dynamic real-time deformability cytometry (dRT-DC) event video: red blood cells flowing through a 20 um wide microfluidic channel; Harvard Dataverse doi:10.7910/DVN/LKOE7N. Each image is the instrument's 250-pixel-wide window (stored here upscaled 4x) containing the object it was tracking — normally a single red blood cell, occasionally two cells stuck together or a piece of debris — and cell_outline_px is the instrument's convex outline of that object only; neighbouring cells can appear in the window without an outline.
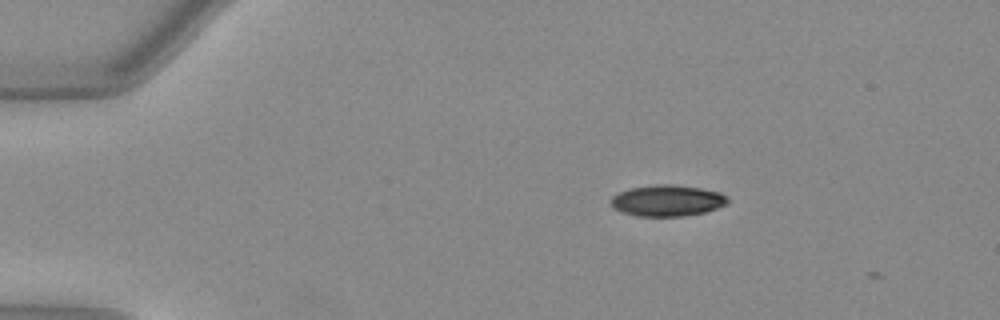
{"species": "Egyptian fruit bat (a non-hibernating species)", "species_latin": "Rousettus aegyptiacus", "temperature_condition": "warm", "stored_images_in_passage": 2, "camera_frame_rate_fps": 3000, "um_per_image_px": 0.085, "animal": {"sex": "female"}, "frame": {"image": 1, "passage_image": 1, "time_ms": 0.0, "image_size_px": [1000, 320], "cell_outline_px": [[728, 204], [704, 212], [684, 216], [636, 216], [620, 212], [612, 208], [612, 196], [620, 192], [632, 188], [660, 184], [668, 184], [700, 188], [720, 192], [728, 200]], "centroid_in_image_um": [56.7, 17.06], "position_along_channel_um": 28.3, "area_um2": 21.04}}